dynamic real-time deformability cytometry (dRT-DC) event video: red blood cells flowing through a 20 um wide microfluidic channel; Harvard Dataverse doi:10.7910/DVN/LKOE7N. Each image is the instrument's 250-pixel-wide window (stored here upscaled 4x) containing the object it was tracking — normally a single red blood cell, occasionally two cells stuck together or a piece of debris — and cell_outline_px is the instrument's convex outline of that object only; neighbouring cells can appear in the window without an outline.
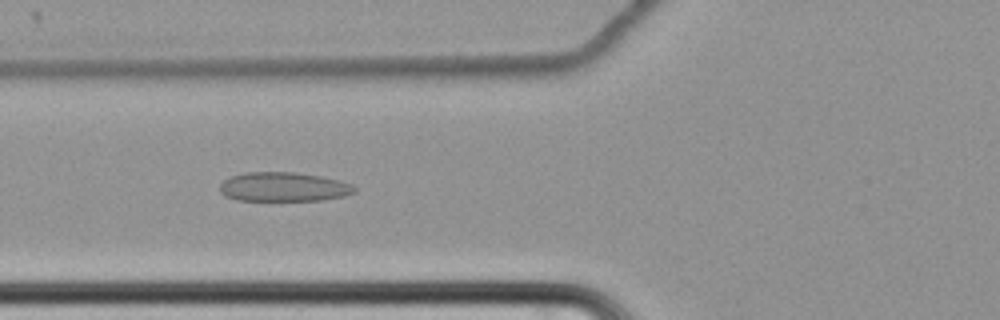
{"species": "common noctule bat (a hibernating species)", "species_latin": "Nyctalus noctula", "temperature_condition": "cold", "stored_images_in_passage": 44, "camera_frame_rate_fps": 3000, "um_per_image_px": 0.085, "animal": {"sex": "female", "body_mass_g": 22.7, "forearm_length_mm": 54.2}, "frame": {"image": 1, "passage_image": 7, "time_ms": 2.0, "image_size_px": [1000, 320], "cell_outline_px": [[356, 192], [344, 196], [320, 200], [236, 200], [224, 196], [220, 192], [220, 184], [224, 180], [232, 176], [244, 172], [292, 172], [320, 176], [340, 180], [352, 184], [356, 188]], "centroid_in_image_um": [24.1, 15.88], "position_along_channel_um": 101.7, "area_um2": 22.95}}
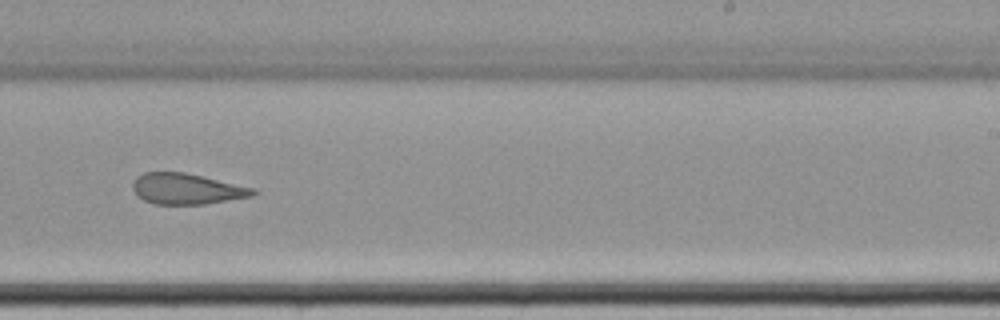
{"frame": {"image": 2, "passage_image": 22, "time_ms": 7.0, "image_size_px": [1000, 320], "cell_outline_px": [[256, 192], [252, 196], [204, 204], [156, 204], [144, 200], [132, 188], [132, 184], [136, 176], [144, 172], [184, 172], [256, 188]], "centroid_in_image_um": [15.87, 16.04], "position_along_channel_um": 273.1, "area_um2": 21.44}}
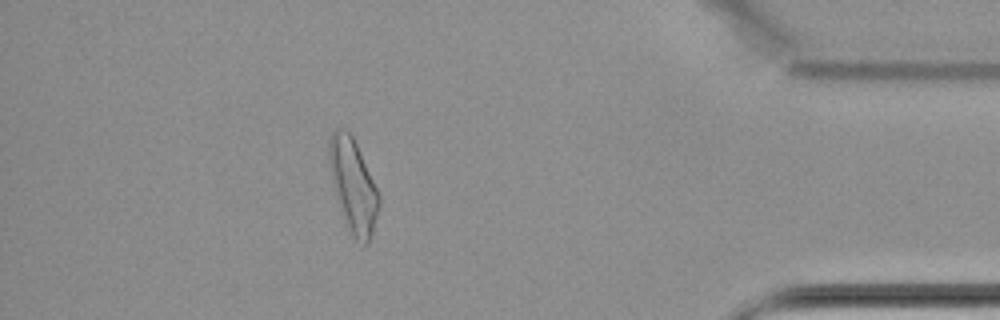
{"frame": {"image": 3, "passage_image": 37, "time_ms": 12.0, "image_size_px": [1000, 320], "cell_outline_px": [[380, 204], [372, 232], [368, 244], [364, 244], [356, 240], [348, 224], [340, 204], [336, 192], [328, 156], [328, 144], [332, 132], [336, 128], [344, 128], [352, 136], [356, 144], [380, 196]], "centroid_in_image_um": [30.04, 15.72], "position_along_channel_um": 405.2, "area_um2": 25.78}, "authors_computed_cell_mechanics": {"area_um2": 23.409, "velocity_mm_per_s": 3.4319, "shape_relaxation_time_tau1_ms": null, "shape_relaxation_time_tau2_ms": 2.368, "deformation_change_tau1": null, "deformation_change_tau2": 0.1142}}